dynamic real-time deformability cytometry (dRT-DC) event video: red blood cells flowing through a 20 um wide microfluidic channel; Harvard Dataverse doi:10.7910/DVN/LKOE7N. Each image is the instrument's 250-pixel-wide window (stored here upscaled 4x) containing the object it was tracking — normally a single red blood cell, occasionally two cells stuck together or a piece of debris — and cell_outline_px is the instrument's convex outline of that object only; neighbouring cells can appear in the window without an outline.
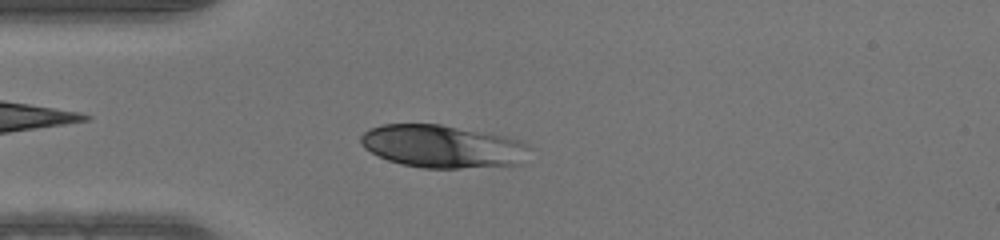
{"species": "human", "species_latin": "Homo sapiens", "temperature_condition": "warm", "stored_images_in_passage": 48, "camera_frame_rate_fps": 3000, "um_per_image_px": 0.085, "donor": {"sex": "male"}, "frame": {"image": 1, "passage_image": 11, "time_ms": 3.333, "image_size_px": [1000, 240], "cell_outline_px": [[532, 148], [524, 164], [460, 168], [420, 168], [400, 164], [388, 160], [364, 148], [360, 144], [360, 136], [364, 132], [372, 128], [384, 124], [440, 124], [488, 132], [520, 140], [528, 144]], "centroid_in_image_um": [37.68, 12.45], "position_along_channel_um": 47.3, "area_um2": 42.54}}
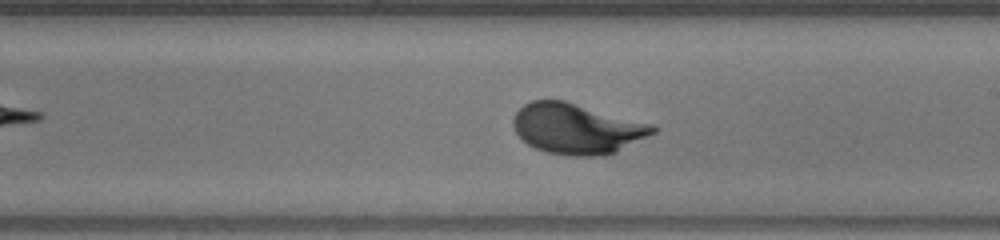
{"frame": {"image": 2, "passage_image": 26, "time_ms": 8.333, "image_size_px": [1000, 240], "cell_outline_px": [[660, 128], [656, 132], [616, 152], [604, 156], [572, 156], [548, 152], [536, 148], [528, 144], [516, 132], [512, 124], [512, 120], [516, 112], [524, 104], [532, 100], [564, 100], [656, 124]], "centroid_in_image_um": [49.08, 10.93], "position_along_channel_um": 239.9, "area_um2": 41.33}}
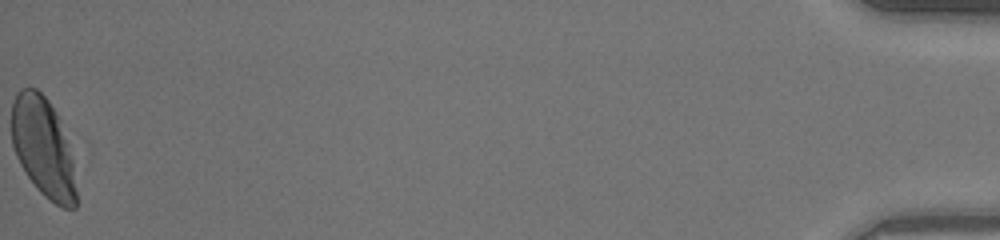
{"frame": {"image": 3, "passage_image": 48, "time_ms": 15.667, "image_size_px": [1000, 240], "cell_outline_px": [[76, 208], [64, 208], [56, 204], [44, 196], [36, 188], [20, 164], [16, 156], [12, 144], [12, 104], [16, 92], [20, 88], [36, 88], [48, 100], [56, 112], [72, 160], [76, 192]], "centroid_in_image_um": [3.64, 12.52], "position_along_channel_um": 431.6, "area_um2": 36.99}}